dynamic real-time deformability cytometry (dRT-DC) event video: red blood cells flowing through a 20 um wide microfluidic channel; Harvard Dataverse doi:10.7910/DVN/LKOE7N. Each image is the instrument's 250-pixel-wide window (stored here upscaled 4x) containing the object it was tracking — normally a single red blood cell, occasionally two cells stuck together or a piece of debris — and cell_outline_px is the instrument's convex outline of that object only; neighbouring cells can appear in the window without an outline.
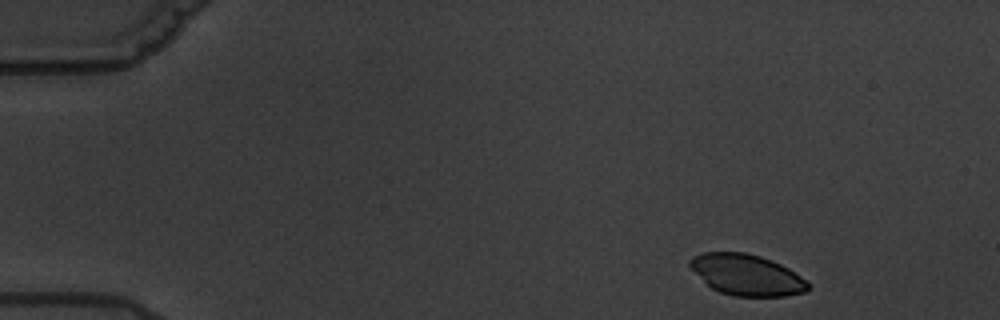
{"species": "common noctule bat (a hibernating species)", "species_latin": "Nyctalus noctula", "temperature_condition": "warm", "stored_images_in_passage": 6, "camera_frame_rate_fps": 3000, "um_per_image_px": 0.085, "animal": {"sex": "male", "body_mass_g": 19.5, "forearm_length_mm": 54.6}, "frame": {"image": 1, "passage_image": 1, "time_ms": 0.0, "image_size_px": [1000, 320], "cell_outline_px": [[812, 284], [804, 292], [784, 296], [732, 296], [720, 292], [712, 288], [688, 264], [688, 260], [692, 256], [704, 252], [744, 252], [760, 256], [780, 264], [788, 268], [808, 280]], "centroid_in_image_um": [63.5, 23.36], "position_along_channel_um": 21.5, "area_um2": 28.09}}